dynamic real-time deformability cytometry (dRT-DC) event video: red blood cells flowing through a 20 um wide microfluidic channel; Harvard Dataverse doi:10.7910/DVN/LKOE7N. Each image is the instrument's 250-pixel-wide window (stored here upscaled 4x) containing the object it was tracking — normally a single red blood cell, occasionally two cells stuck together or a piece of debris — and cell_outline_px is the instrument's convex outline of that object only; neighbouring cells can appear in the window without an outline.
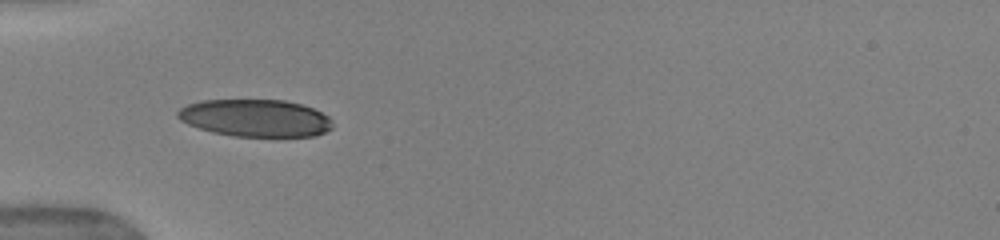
{"species": "human", "species_latin": "Homo sapiens", "temperature_condition": "warm", "stored_images_in_passage": 41, "camera_frame_rate_fps": 3000, "um_per_image_px": 0.085, "donor": {"sex": "female"}, "frame": {"image": 1, "passage_image": 7, "time_ms": 2.0, "image_size_px": [1000, 240], "cell_outline_px": [[332, 128], [316, 136], [232, 136], [212, 132], [188, 124], [180, 120], [176, 116], [176, 112], [180, 108], [188, 104], [200, 100], [284, 100], [300, 104], [312, 108], [328, 116], [332, 120]], "centroid_in_image_um": [21.69, 10.03], "position_along_channel_um": 63.3, "area_um2": 33.64}}
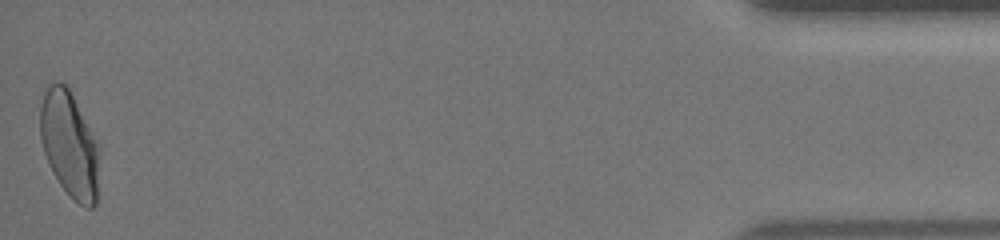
{"frame": {"image": 2, "passage_image": 41, "time_ms": 13.333, "image_size_px": [1000, 240], "cell_outline_px": [[100, 152], [96, 204], [92, 208], [88, 208], [80, 204], [60, 184], [52, 172], [44, 152], [40, 136], [40, 104], [44, 92], [48, 84], [52, 80], [64, 84], [68, 88], [100, 148]], "centroid_in_image_um": [5.9, 12.27], "position_along_channel_um": 429.3, "area_um2": 36.24}, "authors_computed_cell_mechanics": {"area_um2": 34.4488, "velocity_mm_per_s": 3.9657, "shape_relaxation_time_tau1_ms": 3.5539, "shape_relaxation_time_tau2_ms": 0.8354, "deformation_change_tau1": 0.1643, "deformation_change_tau2": 0.0463}}